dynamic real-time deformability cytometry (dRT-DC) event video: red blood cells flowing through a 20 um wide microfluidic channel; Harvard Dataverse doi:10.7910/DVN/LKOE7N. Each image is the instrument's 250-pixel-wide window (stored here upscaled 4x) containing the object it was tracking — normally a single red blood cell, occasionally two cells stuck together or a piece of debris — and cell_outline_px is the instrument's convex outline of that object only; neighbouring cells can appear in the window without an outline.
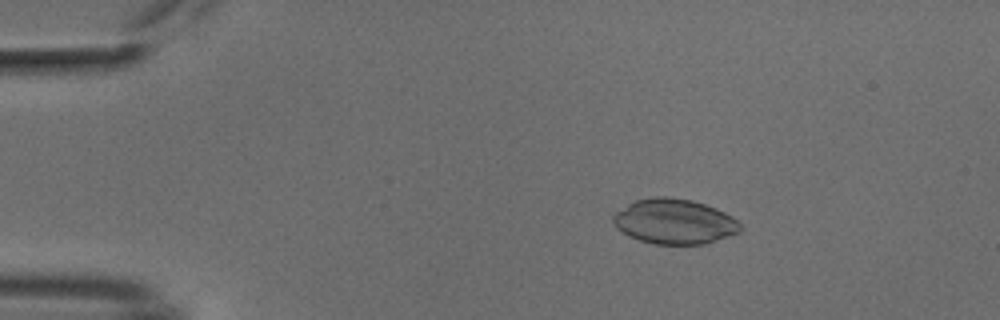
{"species": "common noctule bat (a hibernating species)", "species_latin": "Nyctalus noctula", "temperature_condition": "cold", "stored_images_in_passage": 52, "camera_frame_rate_fps": 3000, "um_per_image_px": 0.085, "animal": {"sex": "male", "body_mass_g": 18.8}, "frame": {"image": 1, "passage_image": 8, "time_ms": 2.333, "image_size_px": [1000, 320], "cell_outline_px": [[740, 232], [704, 244], [656, 244], [640, 240], [628, 236], [616, 228], [612, 224], [612, 216], [616, 212], [628, 204], [636, 200], [656, 196], [664, 196], [692, 200], [716, 208], [732, 216], [740, 224]], "centroid_in_image_um": [57.29, 18.82], "position_along_channel_um": 27.7, "area_um2": 33.29}}
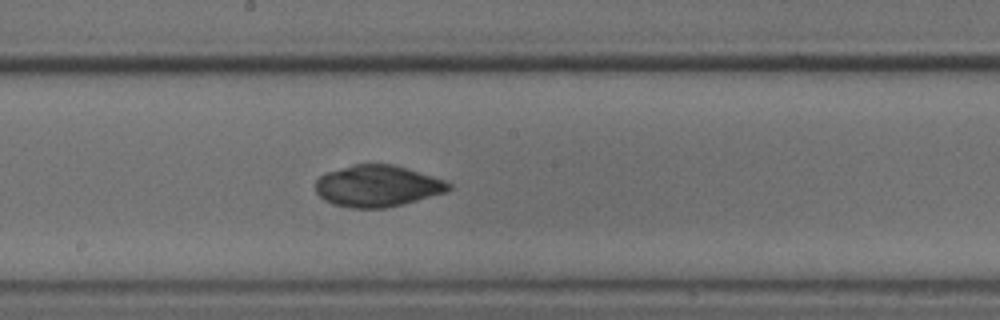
{"frame": {"image": 2, "passage_image": 28, "time_ms": 9.0, "image_size_px": [1000, 320], "cell_outline_px": [[452, 188], [448, 192], [384, 208], [348, 208], [332, 204], [324, 200], [316, 192], [316, 180], [324, 172], [352, 164], [396, 164], [444, 180], [452, 184]], "centroid_in_image_um": [32.06, 15.8], "position_along_channel_um": 216.1, "area_um2": 32.43}}
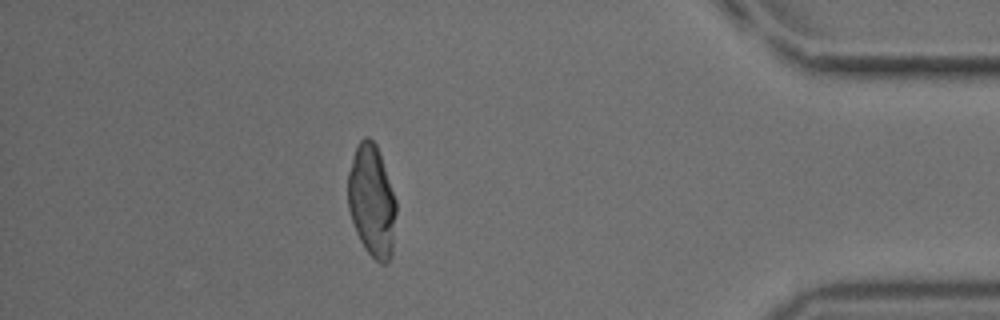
{"frame": {"image": 3, "passage_image": 46, "time_ms": 15.0, "image_size_px": [1000, 320], "cell_outline_px": [[396, 212], [392, 252], [388, 260], [384, 264], [380, 264], [364, 248], [356, 232], [348, 208], [348, 172], [356, 144], [364, 136], [368, 136], [376, 144], [396, 200]], "centroid_in_image_um": [31.59, 17.06], "position_along_channel_um": 403.6, "area_um2": 31.39}}